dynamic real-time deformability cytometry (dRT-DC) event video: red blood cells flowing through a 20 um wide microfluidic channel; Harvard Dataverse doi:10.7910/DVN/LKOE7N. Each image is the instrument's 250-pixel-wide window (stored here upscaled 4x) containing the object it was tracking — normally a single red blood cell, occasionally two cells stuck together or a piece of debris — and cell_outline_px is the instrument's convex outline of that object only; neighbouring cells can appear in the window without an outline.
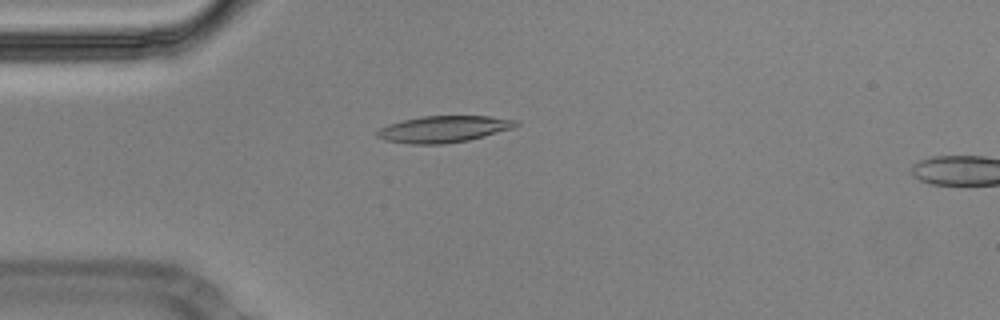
{"species": "Egyptian fruit bat (a non-hibernating species)", "species_latin": "Rousettus aegyptiacus", "temperature_condition": "cold", "stored_images_in_passage": 55, "camera_frame_rate_fps": 3000, "um_per_image_px": 0.085, "animal": {"sex": "male"}, "frame": {"image": 1, "passage_image": 14, "time_ms": 4.333, "image_size_px": [1000, 320], "cell_outline_px": [[520, 124], [512, 128], [484, 136], [468, 140], [444, 144], [412, 144], [384, 140], [376, 136], [376, 132], [380, 128], [388, 124], [404, 120], [424, 116], [488, 116], [520, 120]], "centroid_in_image_um": [37.72, 10.97], "position_along_channel_um": 47.3, "area_um2": 21.44}}
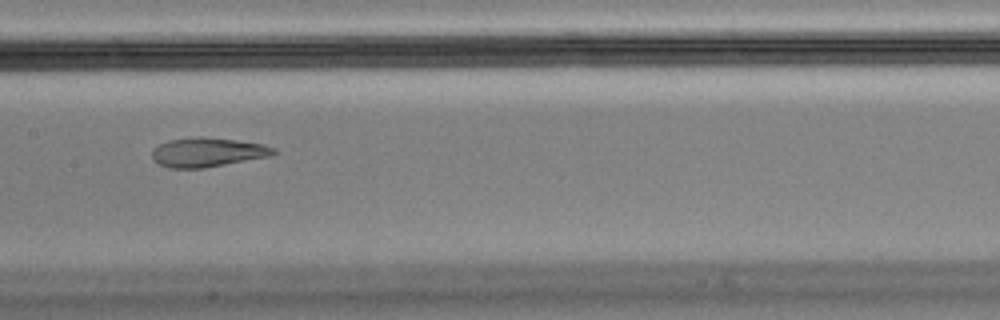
{"frame": {"image": 2, "passage_image": 27, "time_ms": 8.667, "image_size_px": [1000, 320], "cell_outline_px": [[276, 152], [272, 156], [204, 168], [172, 168], [156, 164], [152, 160], [152, 148], [168, 140], [200, 136], [236, 140], [264, 144], [276, 148]], "centroid_in_image_um": [17.63, 12.94], "position_along_channel_um": 189.8, "area_um2": 20.92}}
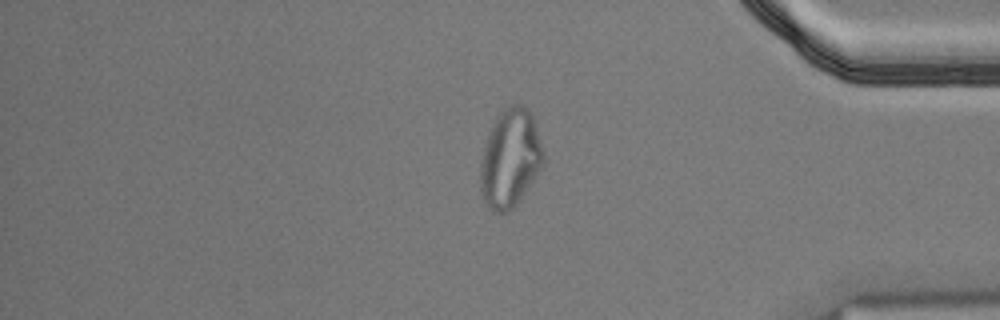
{"frame": {"image": 3, "passage_image": 46, "time_ms": 15.0, "image_size_px": [1000, 320], "cell_outline_px": [[544, 164], [520, 200], [508, 212], [500, 216], [492, 212], [484, 204], [480, 192], [480, 160], [484, 144], [488, 132], [496, 116], [508, 104], [524, 104], [532, 116], [544, 152]], "centroid_in_image_um": [43.33, 13.5], "position_along_channel_um": 391.9, "area_um2": 36.82}, "authors_computed_cell_mechanics": {"area_um2": 21.4438, "velocity_mm_per_s": 3.5878, "shape_relaxation_time_tau1_ms": null, "shape_relaxation_time_tau2_ms": 1.7483, "deformation_change_tau1": null, "deformation_change_tau2": 0.0905}}